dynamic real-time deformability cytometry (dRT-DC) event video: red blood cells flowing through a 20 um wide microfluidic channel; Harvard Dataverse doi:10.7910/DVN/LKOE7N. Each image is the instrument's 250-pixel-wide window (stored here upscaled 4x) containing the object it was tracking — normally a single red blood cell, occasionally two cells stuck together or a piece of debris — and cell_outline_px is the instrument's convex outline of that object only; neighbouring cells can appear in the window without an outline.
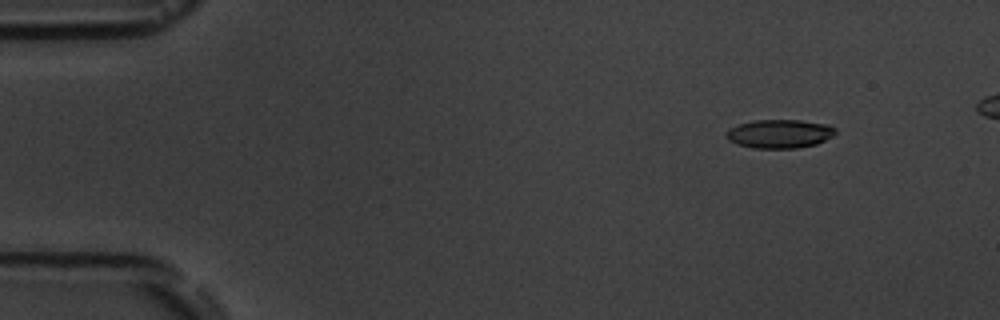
{"species": "common noctule bat (a hibernating species)", "species_latin": "Nyctalus noctula", "temperature_condition": "room temperature", "stored_images_in_passage": 5, "camera_frame_rate_fps": 3000, "um_per_image_px": 0.085, "animal": {"sex": "male", "body_mass_g": 19.5, "forearm_length_mm": 54.6}, "frame": {"image": 1, "passage_image": 1, "time_ms": 0.0, "image_size_px": [1000, 320], "cell_outline_px": [[836, 132], [832, 136], [816, 144], [796, 148], [756, 148], [736, 144], [728, 140], [724, 136], [724, 132], [728, 128], [752, 120], [800, 120], [828, 124], [836, 128]], "centroid_in_image_um": [66.22, 11.36], "position_along_channel_um": 18.8, "area_um2": 18.38}}